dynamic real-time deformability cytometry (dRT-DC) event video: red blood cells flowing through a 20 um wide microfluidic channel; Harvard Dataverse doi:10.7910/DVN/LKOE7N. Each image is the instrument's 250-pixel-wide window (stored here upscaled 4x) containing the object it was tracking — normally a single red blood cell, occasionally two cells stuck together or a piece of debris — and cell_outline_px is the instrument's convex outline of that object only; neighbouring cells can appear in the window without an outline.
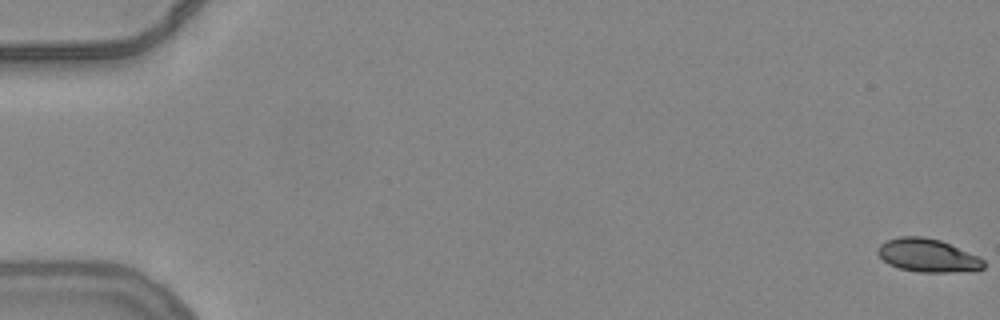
{"species": "common noctule bat (a hibernating species)", "species_latin": "Nyctalus noctula", "temperature_condition": "warm", "stored_images_in_passage": 19, "camera_frame_rate_fps": 3000, "um_per_image_px": 0.085, "animal": {"sex": "female", "body_mass_g": 24.6, "forearm_length_mm": 56.2}, "frame": {"image": 1, "passage_image": 1, "time_ms": 0.0, "image_size_px": [1000, 320], "cell_outline_px": [[984, 268], [976, 272], [920, 272], [900, 268], [888, 264], [876, 252], [876, 248], [880, 244], [888, 240], [900, 236], [924, 236], [940, 240], [980, 256], [984, 260]], "centroid_in_image_um": [78.9, 21.72], "position_along_channel_um": 6.1, "area_um2": 20.81}}